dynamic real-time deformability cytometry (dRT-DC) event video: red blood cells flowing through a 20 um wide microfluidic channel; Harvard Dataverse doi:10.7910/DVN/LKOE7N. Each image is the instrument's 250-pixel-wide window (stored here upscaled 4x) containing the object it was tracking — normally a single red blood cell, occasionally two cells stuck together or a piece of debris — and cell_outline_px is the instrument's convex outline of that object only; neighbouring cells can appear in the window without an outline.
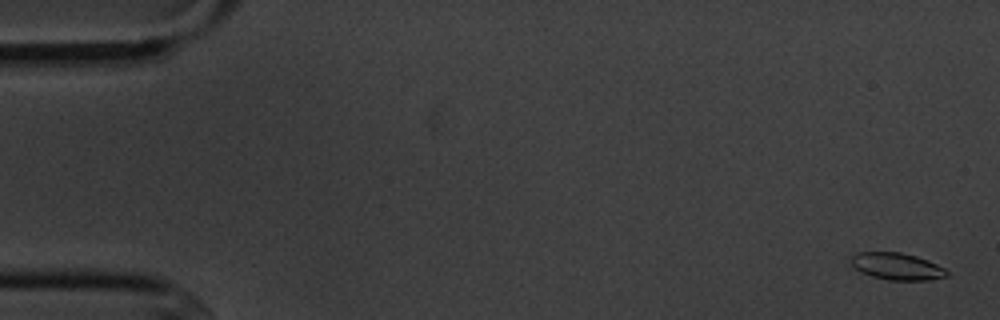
{"species": "common noctule bat (a hibernating species)", "species_latin": "Nyctalus noctula", "temperature_condition": "cold", "stored_images_in_passage": 15, "camera_frame_rate_fps": 3000, "um_per_image_px": 0.085, "animal": {"sex": "male", "body_mass_g": 20.1, "forearm_length_mm": 53.5}, "frame": {"image": 1, "passage_image": 1, "time_ms": 0.0, "image_size_px": [1000, 320], "cell_outline_px": [[948, 276], [932, 280], [888, 280], [872, 276], [860, 272], [852, 268], [852, 256], [856, 252], [900, 252], [916, 256], [928, 260], [944, 268], [948, 272]], "centroid_in_image_um": [76.23, 22.64], "position_along_channel_um": 8.8, "area_um2": 15.14}}
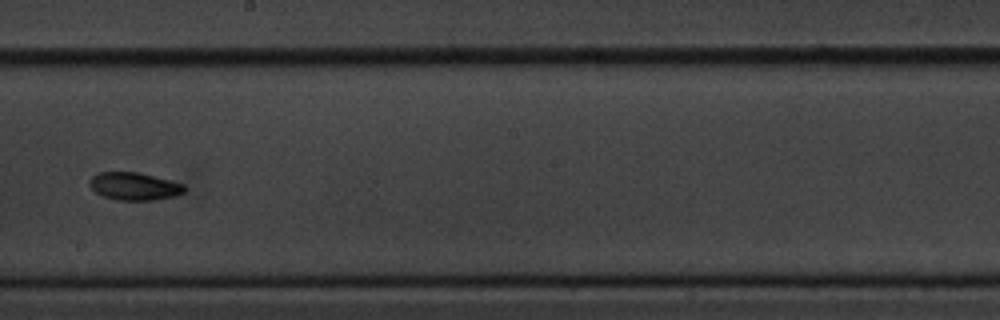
{"frame": {"image": 2, "passage_image": 9, "time_ms": 10.0, "image_size_px": [1000, 320], "cell_outline_px": [[184, 192], [176, 196], [156, 200], [116, 200], [104, 196], [96, 192], [88, 184], [88, 180], [92, 176], [100, 172], [140, 172], [172, 180], [184, 184]], "centroid_in_image_um": [11.43, 15.83], "position_along_channel_um": 236.8, "area_um2": 15.49}}
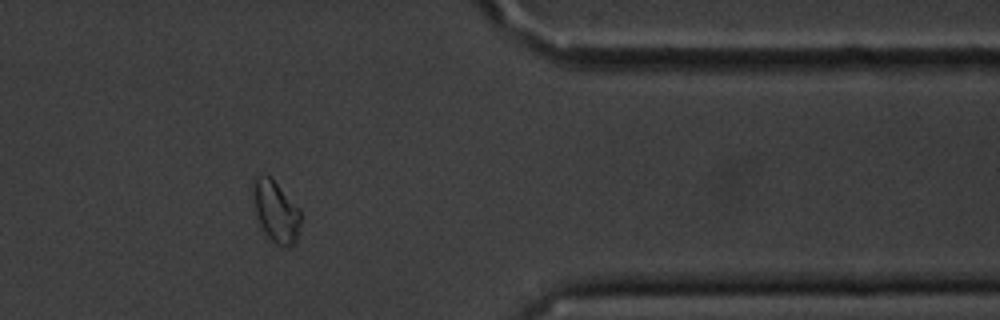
{"frame": {"image": 3, "passage_image": 13, "time_ms": 14.667, "image_size_px": [1000, 320], "cell_outline_px": [[300, 224], [296, 240], [288, 248], [272, 240], [264, 232], [260, 224], [256, 212], [252, 196], [252, 176], [256, 172], [264, 172], [300, 208]], "centroid_in_image_um": [23.4, 17.89], "position_along_channel_um": 388.0, "area_um2": 17.05}, "authors_computed_cell_mechanics": {"area_um2": 15.317, "velocity_mm_per_s": 3.6171, "shape_relaxation_time_tau1_ms": 3.1851, "shape_relaxation_time_tau2_ms": null, "deformation_change_tau1": 0.0892, "deformation_change_tau2": null}}